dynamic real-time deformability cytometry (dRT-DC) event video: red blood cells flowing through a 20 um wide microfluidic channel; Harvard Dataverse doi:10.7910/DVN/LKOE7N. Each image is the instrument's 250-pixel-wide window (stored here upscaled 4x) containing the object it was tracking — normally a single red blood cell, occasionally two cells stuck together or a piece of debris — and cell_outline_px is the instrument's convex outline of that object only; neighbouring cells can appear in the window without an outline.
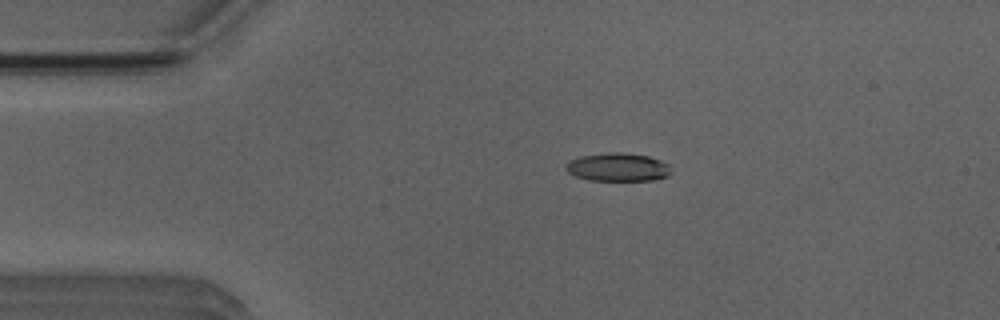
{"species": "Egyptian fruit bat (a non-hibernating species)", "species_latin": "Rousettus aegyptiacus", "temperature_condition": "room temperature", "stored_images_in_passage": 3, "camera_frame_rate_fps": 3000, "um_per_image_px": 0.085, "animal": {"sex": "male"}, "frame": {"image": 1, "passage_image": 2, "time_ms": 1.333, "image_size_px": [1000, 320], "cell_outline_px": [[668, 176], [652, 180], [588, 180], [576, 176], [568, 172], [564, 168], [568, 160], [580, 156], [608, 152], [620, 152], [648, 156], [660, 160], [668, 164]], "centroid_in_image_um": [52.45, 14.2], "position_along_channel_um": 32.5, "area_um2": 17.22}}